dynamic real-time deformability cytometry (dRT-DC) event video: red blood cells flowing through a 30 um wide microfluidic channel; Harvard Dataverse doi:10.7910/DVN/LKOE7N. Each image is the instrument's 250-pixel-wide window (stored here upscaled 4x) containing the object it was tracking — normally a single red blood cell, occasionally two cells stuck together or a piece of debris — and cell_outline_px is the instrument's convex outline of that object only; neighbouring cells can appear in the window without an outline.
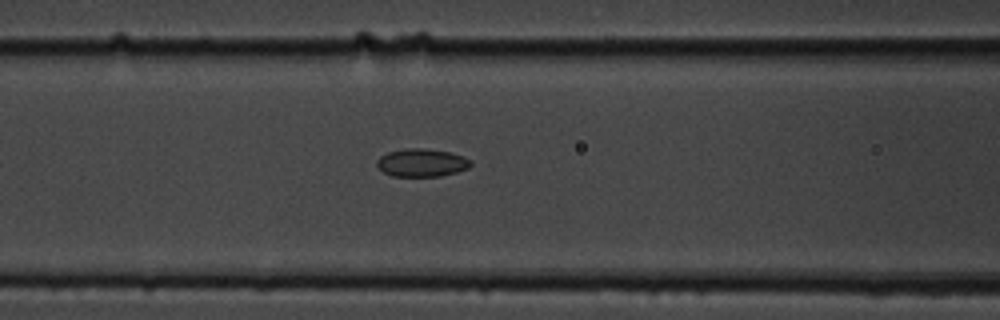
{"species": "common noctule bat (a hibernating species)", "species_latin": "Nyctalus noctula", "temperature_condition": "cold", "stored_images_in_passage": 10, "camera_frame_rate_fps": 3000, "um_per_image_px": 0.085, "animal": {"sex": "male", "body_mass_g": 19.5, "forearm_length_mm": 54.6}, "frame": {"image": 1, "passage_image": 6, "time_ms": 1.667, "image_size_px": [1000, 320], "cell_outline_px": [[472, 164], [468, 168], [456, 172], [440, 176], [392, 176], [384, 172], [376, 164], [376, 160], [380, 156], [388, 152], [408, 148], [424, 148], [452, 152], [472, 160]], "centroid_in_image_um": [35.86, 13.82], "position_along_channel_um": 130.7, "area_um2": 15.32}}
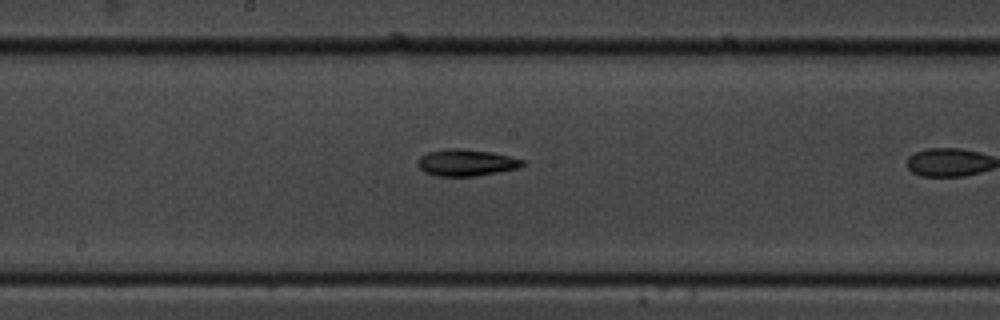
{"frame": {"image": 2, "passage_image": 9, "time_ms": 2.667, "image_size_px": [1000, 320], "cell_outline_px": [[528, 164], [520, 168], [476, 176], [436, 176], [424, 172], [416, 164], [416, 160], [420, 156], [428, 152], [444, 148], [456, 148], [492, 152], [524, 160]], "centroid_in_image_um": [39.62, 13.82], "position_along_channel_um": 208.6, "area_um2": 16.53}}